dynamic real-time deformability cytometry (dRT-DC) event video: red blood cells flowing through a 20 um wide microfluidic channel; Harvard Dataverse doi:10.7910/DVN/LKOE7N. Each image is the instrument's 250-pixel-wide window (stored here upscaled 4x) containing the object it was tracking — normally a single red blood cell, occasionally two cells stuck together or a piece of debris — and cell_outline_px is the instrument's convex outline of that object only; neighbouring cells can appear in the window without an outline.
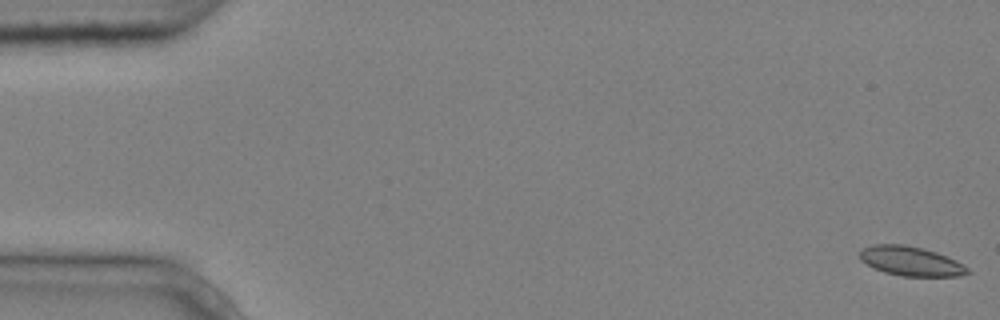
{"species": "common noctule bat (a hibernating species)", "species_latin": "Nyctalus noctula", "temperature_condition": "cold", "stored_images_in_passage": 5, "camera_frame_rate_fps": 3000, "um_per_image_px": 0.085, "animal": {"sex": "male", "body_mass_g": 20.4}, "frame": {"image": 1, "passage_image": 1, "time_ms": 0.0, "image_size_px": [1000, 320], "cell_outline_px": [[972, 272], [960, 276], [900, 276], [884, 272], [860, 260], [860, 252], [864, 248], [872, 244], [904, 244], [936, 252], [956, 260], [968, 268]], "centroid_in_image_um": [77.44, 22.2], "position_along_channel_um": 7.6, "area_um2": 18.32}}
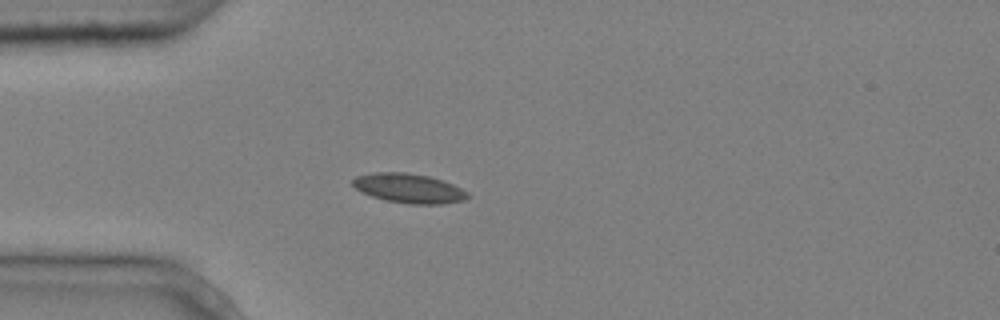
{"frame": {"image": 2, "passage_image": 5, "time_ms": 1.333, "image_size_px": [1000, 320], "cell_outline_px": [[472, 196], [464, 200], [444, 204], [408, 204], [384, 200], [360, 192], [352, 184], [352, 180], [356, 176], [372, 172], [404, 172], [428, 176], [444, 180], [468, 192]], "centroid_in_image_um": [34.76, 16.01], "position_along_channel_um": 50.2, "area_um2": 19.94}}